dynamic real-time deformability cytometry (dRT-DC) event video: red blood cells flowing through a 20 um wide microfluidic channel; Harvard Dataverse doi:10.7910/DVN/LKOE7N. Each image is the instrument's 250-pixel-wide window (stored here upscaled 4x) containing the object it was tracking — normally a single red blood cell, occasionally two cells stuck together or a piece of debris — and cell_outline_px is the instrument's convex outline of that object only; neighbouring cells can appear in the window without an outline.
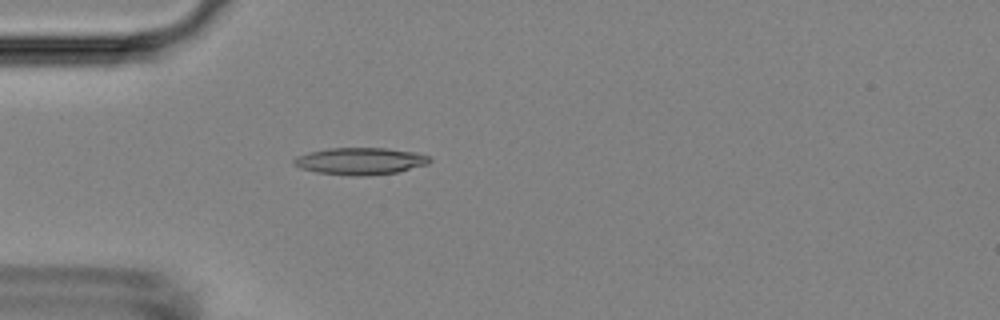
{"species": "Egyptian fruit bat (a non-hibernating species)", "species_latin": "Rousettus aegyptiacus", "temperature_condition": "room temperature", "stored_images_in_passage": 2, "camera_frame_rate_fps": 3000, "um_per_image_px": 0.085, "animal": {"sex": "female"}, "frame": {"image": 1, "passage_image": 2, "time_ms": 0.333, "image_size_px": [1000, 320], "cell_outline_px": [[432, 160], [428, 164], [396, 172], [368, 176], [348, 176], [316, 172], [300, 168], [292, 164], [292, 160], [296, 156], [308, 152], [328, 148], [388, 148], [416, 152], [432, 156]], "centroid_in_image_um": [30.62, 13.69], "position_along_channel_um": 54.4, "area_um2": 21.73}}